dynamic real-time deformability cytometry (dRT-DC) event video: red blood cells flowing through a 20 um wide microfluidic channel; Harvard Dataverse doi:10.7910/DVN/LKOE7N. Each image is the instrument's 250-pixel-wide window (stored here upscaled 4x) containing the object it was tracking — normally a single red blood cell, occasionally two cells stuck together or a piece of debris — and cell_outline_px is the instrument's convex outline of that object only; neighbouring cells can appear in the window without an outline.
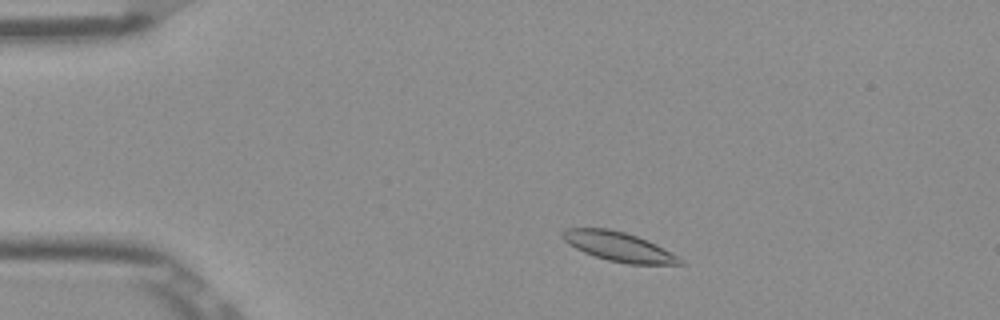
{"species": "Egyptian fruit bat (a non-hibernating species)", "species_latin": "Rousettus aegyptiacus", "temperature_condition": "room temperature", "stored_images_in_passage": 49, "camera_frame_rate_fps": 3000, "um_per_image_px": 0.085, "frame": {"image": 1, "passage_image": 6, "time_ms": 1.667, "image_size_px": [1000, 320], "cell_outline_px": [[684, 264], [628, 264], [608, 260], [584, 252], [568, 244], [560, 236], [560, 232], [568, 228], [608, 228], [624, 232], [648, 240], [656, 244], [684, 260]], "centroid_in_image_um": [52.56, 20.95], "position_along_channel_um": 32.4, "area_um2": 19.94}}
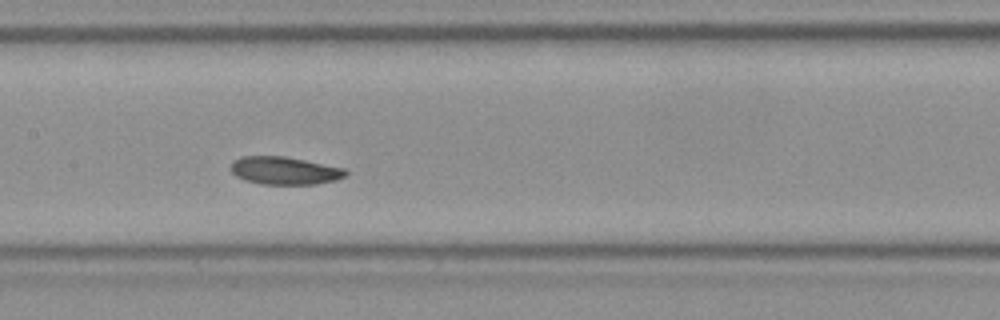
{"frame": {"image": 2, "passage_image": 22, "time_ms": 7.0, "image_size_px": [1000, 320], "cell_outline_px": [[348, 172], [344, 176], [336, 180], [316, 184], [260, 184], [244, 180], [236, 176], [228, 168], [232, 160], [240, 156], [284, 156], [344, 168]], "centroid_in_image_um": [24.12, 14.5], "position_along_channel_um": 183.3, "area_um2": 18.73}}
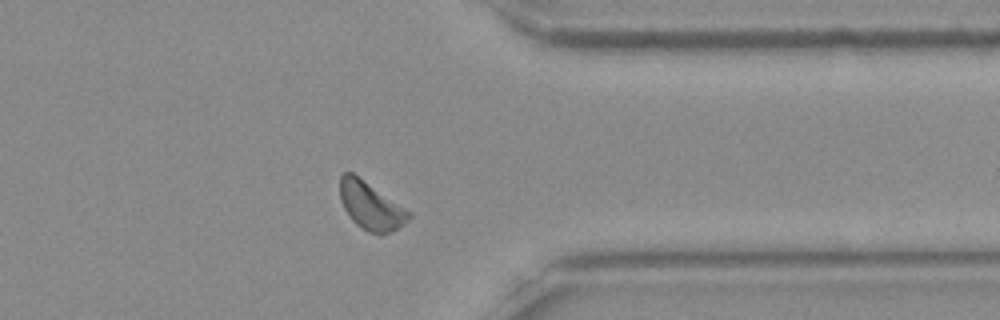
{"frame": {"image": 3, "passage_image": 38, "time_ms": 12.333, "image_size_px": [1000, 320], "cell_outline_px": [[412, 216], [408, 220], [392, 232], [380, 236], [368, 232], [356, 224], [352, 220], [344, 208], [340, 200], [340, 176], [344, 172], [352, 172], [412, 212]], "centroid_in_image_um": [31.53, 17.52], "position_along_channel_um": 379.9, "area_um2": 19.25}, "authors_computed_cell_mechanics": {"area_um2": 18.9584, "velocity_mm_per_s": 3.8272, "shape_relaxation_time_tau1_ms": 2.0811, "shape_relaxation_time_tau2_ms": 5.9273, "deformation_change_tau1": 0.0868, "deformation_change_tau2": 0.125}}